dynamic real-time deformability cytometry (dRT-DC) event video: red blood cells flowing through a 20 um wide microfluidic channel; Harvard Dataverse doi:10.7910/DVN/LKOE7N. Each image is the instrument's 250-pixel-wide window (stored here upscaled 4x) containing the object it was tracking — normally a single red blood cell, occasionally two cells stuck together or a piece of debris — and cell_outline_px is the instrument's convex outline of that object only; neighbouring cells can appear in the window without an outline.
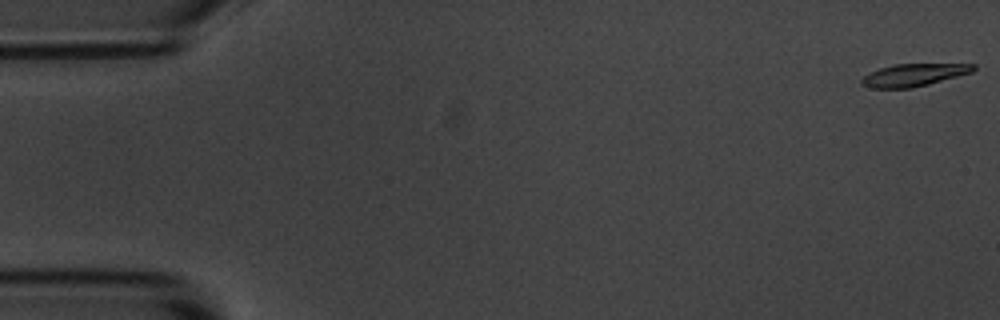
{"species": "common noctule bat (a hibernating species)", "species_latin": "Nyctalus noctula", "temperature_condition": "room temperature", "stored_images_in_passage": 4, "camera_frame_rate_fps": 3000, "um_per_image_px": 0.085, "animal": {"sex": "male", "body_mass_g": 20.1, "forearm_length_mm": 53.5}, "frame": {"image": 1, "passage_image": 1, "time_ms": 0.0, "image_size_px": [1000, 320], "cell_outline_px": [[976, 68], [972, 72], [928, 84], [912, 88], [872, 88], [860, 84], [860, 80], [864, 76], [880, 68], [892, 64], [976, 64]], "centroid_in_image_um": [77.65, 6.37], "position_along_channel_um": 7.3, "area_um2": 14.51}}